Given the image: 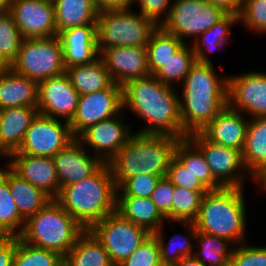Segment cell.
<instances>
[{"label": "cell", "instance_id": "obj_1", "mask_svg": "<svg viewBox=\"0 0 266 266\" xmlns=\"http://www.w3.org/2000/svg\"><path fill=\"white\" fill-rule=\"evenodd\" d=\"M175 88L153 74L127 81L122 86L123 111L129 110L146 123L135 133L183 139L179 94Z\"/></svg>", "mask_w": 266, "mask_h": 266}, {"label": "cell", "instance_id": "obj_2", "mask_svg": "<svg viewBox=\"0 0 266 266\" xmlns=\"http://www.w3.org/2000/svg\"><path fill=\"white\" fill-rule=\"evenodd\" d=\"M214 67L196 61L180 84L183 138L203 130L228 105V76Z\"/></svg>", "mask_w": 266, "mask_h": 266}, {"label": "cell", "instance_id": "obj_3", "mask_svg": "<svg viewBox=\"0 0 266 266\" xmlns=\"http://www.w3.org/2000/svg\"><path fill=\"white\" fill-rule=\"evenodd\" d=\"M55 200L85 230L116 212L117 187L109 163L91 176L60 188Z\"/></svg>", "mask_w": 266, "mask_h": 266}, {"label": "cell", "instance_id": "obj_4", "mask_svg": "<svg viewBox=\"0 0 266 266\" xmlns=\"http://www.w3.org/2000/svg\"><path fill=\"white\" fill-rule=\"evenodd\" d=\"M244 190L241 187H222L204 194L193 221L197 231L224 238L234 246L249 241Z\"/></svg>", "mask_w": 266, "mask_h": 266}, {"label": "cell", "instance_id": "obj_5", "mask_svg": "<svg viewBox=\"0 0 266 266\" xmlns=\"http://www.w3.org/2000/svg\"><path fill=\"white\" fill-rule=\"evenodd\" d=\"M179 140L172 135L134 133L109 162L116 187L141 174L166 177Z\"/></svg>", "mask_w": 266, "mask_h": 266}, {"label": "cell", "instance_id": "obj_6", "mask_svg": "<svg viewBox=\"0 0 266 266\" xmlns=\"http://www.w3.org/2000/svg\"><path fill=\"white\" fill-rule=\"evenodd\" d=\"M85 229L52 199L25 220L19 238L29 245L65 256Z\"/></svg>", "mask_w": 266, "mask_h": 266}, {"label": "cell", "instance_id": "obj_7", "mask_svg": "<svg viewBox=\"0 0 266 266\" xmlns=\"http://www.w3.org/2000/svg\"><path fill=\"white\" fill-rule=\"evenodd\" d=\"M96 23L99 54L115 46L146 47L158 27L150 18L132 8L99 12Z\"/></svg>", "mask_w": 266, "mask_h": 266}, {"label": "cell", "instance_id": "obj_8", "mask_svg": "<svg viewBox=\"0 0 266 266\" xmlns=\"http://www.w3.org/2000/svg\"><path fill=\"white\" fill-rule=\"evenodd\" d=\"M10 68L37 83L63 74L66 68L59 36L23 38L17 58Z\"/></svg>", "mask_w": 266, "mask_h": 266}, {"label": "cell", "instance_id": "obj_9", "mask_svg": "<svg viewBox=\"0 0 266 266\" xmlns=\"http://www.w3.org/2000/svg\"><path fill=\"white\" fill-rule=\"evenodd\" d=\"M227 13L204 0H174L167 19L161 27L174 34L185 44L193 42L200 34L212 28Z\"/></svg>", "mask_w": 266, "mask_h": 266}, {"label": "cell", "instance_id": "obj_10", "mask_svg": "<svg viewBox=\"0 0 266 266\" xmlns=\"http://www.w3.org/2000/svg\"><path fill=\"white\" fill-rule=\"evenodd\" d=\"M90 231L102 243L115 266L127 259L150 235L117 212L97 222Z\"/></svg>", "mask_w": 266, "mask_h": 266}, {"label": "cell", "instance_id": "obj_11", "mask_svg": "<svg viewBox=\"0 0 266 266\" xmlns=\"http://www.w3.org/2000/svg\"><path fill=\"white\" fill-rule=\"evenodd\" d=\"M75 139L69 122L38 113L26 130L21 146L13 153L54 157Z\"/></svg>", "mask_w": 266, "mask_h": 266}, {"label": "cell", "instance_id": "obj_12", "mask_svg": "<svg viewBox=\"0 0 266 266\" xmlns=\"http://www.w3.org/2000/svg\"><path fill=\"white\" fill-rule=\"evenodd\" d=\"M187 137L201 150L213 178L222 187L245 188L246 179H250V181L253 179L245 169L242 153L239 150L213 143L201 132L190 134Z\"/></svg>", "mask_w": 266, "mask_h": 266}, {"label": "cell", "instance_id": "obj_13", "mask_svg": "<svg viewBox=\"0 0 266 266\" xmlns=\"http://www.w3.org/2000/svg\"><path fill=\"white\" fill-rule=\"evenodd\" d=\"M123 110L122 86L114 82L106 89L80 95L76 112L69 122L77 138L85 129L119 115Z\"/></svg>", "mask_w": 266, "mask_h": 266}, {"label": "cell", "instance_id": "obj_14", "mask_svg": "<svg viewBox=\"0 0 266 266\" xmlns=\"http://www.w3.org/2000/svg\"><path fill=\"white\" fill-rule=\"evenodd\" d=\"M122 113L89 126L76 138L103 163H109L135 133Z\"/></svg>", "mask_w": 266, "mask_h": 266}, {"label": "cell", "instance_id": "obj_15", "mask_svg": "<svg viewBox=\"0 0 266 266\" xmlns=\"http://www.w3.org/2000/svg\"><path fill=\"white\" fill-rule=\"evenodd\" d=\"M228 76V106L251 117H266V72Z\"/></svg>", "mask_w": 266, "mask_h": 266}, {"label": "cell", "instance_id": "obj_16", "mask_svg": "<svg viewBox=\"0 0 266 266\" xmlns=\"http://www.w3.org/2000/svg\"><path fill=\"white\" fill-rule=\"evenodd\" d=\"M9 12L23 38L57 36L53 0H11Z\"/></svg>", "mask_w": 266, "mask_h": 266}, {"label": "cell", "instance_id": "obj_17", "mask_svg": "<svg viewBox=\"0 0 266 266\" xmlns=\"http://www.w3.org/2000/svg\"><path fill=\"white\" fill-rule=\"evenodd\" d=\"M80 94L67 74L57 75L38 83V112L44 116L70 122L76 112Z\"/></svg>", "mask_w": 266, "mask_h": 266}, {"label": "cell", "instance_id": "obj_18", "mask_svg": "<svg viewBox=\"0 0 266 266\" xmlns=\"http://www.w3.org/2000/svg\"><path fill=\"white\" fill-rule=\"evenodd\" d=\"M6 164L21 178L43 190L52 199L60 192L53 157L11 153Z\"/></svg>", "mask_w": 266, "mask_h": 266}, {"label": "cell", "instance_id": "obj_19", "mask_svg": "<svg viewBox=\"0 0 266 266\" xmlns=\"http://www.w3.org/2000/svg\"><path fill=\"white\" fill-rule=\"evenodd\" d=\"M111 79L123 86L127 81L150 75L146 47L115 46L100 53Z\"/></svg>", "mask_w": 266, "mask_h": 266}, {"label": "cell", "instance_id": "obj_20", "mask_svg": "<svg viewBox=\"0 0 266 266\" xmlns=\"http://www.w3.org/2000/svg\"><path fill=\"white\" fill-rule=\"evenodd\" d=\"M60 188L91 176L103 162L77 139L53 157Z\"/></svg>", "mask_w": 266, "mask_h": 266}, {"label": "cell", "instance_id": "obj_21", "mask_svg": "<svg viewBox=\"0 0 266 266\" xmlns=\"http://www.w3.org/2000/svg\"><path fill=\"white\" fill-rule=\"evenodd\" d=\"M249 119L228 105L200 132L211 142L234 148L241 153L245 146Z\"/></svg>", "mask_w": 266, "mask_h": 266}, {"label": "cell", "instance_id": "obj_22", "mask_svg": "<svg viewBox=\"0 0 266 266\" xmlns=\"http://www.w3.org/2000/svg\"><path fill=\"white\" fill-rule=\"evenodd\" d=\"M58 36L62 43L65 68L92 63L100 56L97 47V25L69 28Z\"/></svg>", "mask_w": 266, "mask_h": 266}, {"label": "cell", "instance_id": "obj_23", "mask_svg": "<svg viewBox=\"0 0 266 266\" xmlns=\"http://www.w3.org/2000/svg\"><path fill=\"white\" fill-rule=\"evenodd\" d=\"M38 113V108L27 106L0 110V158L4 160L19 149Z\"/></svg>", "mask_w": 266, "mask_h": 266}, {"label": "cell", "instance_id": "obj_24", "mask_svg": "<svg viewBox=\"0 0 266 266\" xmlns=\"http://www.w3.org/2000/svg\"><path fill=\"white\" fill-rule=\"evenodd\" d=\"M38 106V83L11 68L0 74V110Z\"/></svg>", "mask_w": 266, "mask_h": 266}, {"label": "cell", "instance_id": "obj_25", "mask_svg": "<svg viewBox=\"0 0 266 266\" xmlns=\"http://www.w3.org/2000/svg\"><path fill=\"white\" fill-rule=\"evenodd\" d=\"M4 165L1 174L8 180L12 198L25 219L52 200L47 193L21 178L6 163Z\"/></svg>", "mask_w": 266, "mask_h": 266}, {"label": "cell", "instance_id": "obj_26", "mask_svg": "<svg viewBox=\"0 0 266 266\" xmlns=\"http://www.w3.org/2000/svg\"><path fill=\"white\" fill-rule=\"evenodd\" d=\"M116 212L133 224L143 227L154 234L163 225L165 217L156 208L151 198L117 197Z\"/></svg>", "mask_w": 266, "mask_h": 266}, {"label": "cell", "instance_id": "obj_27", "mask_svg": "<svg viewBox=\"0 0 266 266\" xmlns=\"http://www.w3.org/2000/svg\"><path fill=\"white\" fill-rule=\"evenodd\" d=\"M239 15L227 13L220 21H218L212 28L200 34L191 43L194 56L197 62L214 64L209 53H214L215 50L223 49V46L231 38L233 25H238Z\"/></svg>", "mask_w": 266, "mask_h": 266}, {"label": "cell", "instance_id": "obj_28", "mask_svg": "<svg viewBox=\"0 0 266 266\" xmlns=\"http://www.w3.org/2000/svg\"><path fill=\"white\" fill-rule=\"evenodd\" d=\"M65 73L80 95L106 89L113 83L100 56L92 63L68 67Z\"/></svg>", "mask_w": 266, "mask_h": 266}, {"label": "cell", "instance_id": "obj_29", "mask_svg": "<svg viewBox=\"0 0 266 266\" xmlns=\"http://www.w3.org/2000/svg\"><path fill=\"white\" fill-rule=\"evenodd\" d=\"M242 160L252 178L266 165V117L249 118Z\"/></svg>", "mask_w": 266, "mask_h": 266}, {"label": "cell", "instance_id": "obj_30", "mask_svg": "<svg viewBox=\"0 0 266 266\" xmlns=\"http://www.w3.org/2000/svg\"><path fill=\"white\" fill-rule=\"evenodd\" d=\"M57 35L63 30L97 25L98 12L93 0H53Z\"/></svg>", "mask_w": 266, "mask_h": 266}, {"label": "cell", "instance_id": "obj_31", "mask_svg": "<svg viewBox=\"0 0 266 266\" xmlns=\"http://www.w3.org/2000/svg\"><path fill=\"white\" fill-rule=\"evenodd\" d=\"M182 224L183 227L187 228H185V230H188L187 234L174 233L169 238L168 243L166 242L167 237H165L164 225L153 234L158 241L162 264L174 265L182 258L194 255L197 229L193 222H181Z\"/></svg>", "mask_w": 266, "mask_h": 266}, {"label": "cell", "instance_id": "obj_32", "mask_svg": "<svg viewBox=\"0 0 266 266\" xmlns=\"http://www.w3.org/2000/svg\"><path fill=\"white\" fill-rule=\"evenodd\" d=\"M64 258L72 266H115L102 243L85 230Z\"/></svg>", "mask_w": 266, "mask_h": 266}, {"label": "cell", "instance_id": "obj_33", "mask_svg": "<svg viewBox=\"0 0 266 266\" xmlns=\"http://www.w3.org/2000/svg\"><path fill=\"white\" fill-rule=\"evenodd\" d=\"M174 156L209 190L222 188V186L213 178L205 156L188 137L178 141Z\"/></svg>", "mask_w": 266, "mask_h": 266}, {"label": "cell", "instance_id": "obj_34", "mask_svg": "<svg viewBox=\"0 0 266 266\" xmlns=\"http://www.w3.org/2000/svg\"><path fill=\"white\" fill-rule=\"evenodd\" d=\"M195 241L193 256L204 266H229L234 245L228 240L197 231Z\"/></svg>", "mask_w": 266, "mask_h": 266}, {"label": "cell", "instance_id": "obj_35", "mask_svg": "<svg viewBox=\"0 0 266 266\" xmlns=\"http://www.w3.org/2000/svg\"><path fill=\"white\" fill-rule=\"evenodd\" d=\"M184 44L174 34L168 33L158 26L146 45L147 66L150 74H154L160 69Z\"/></svg>", "mask_w": 266, "mask_h": 266}, {"label": "cell", "instance_id": "obj_36", "mask_svg": "<svg viewBox=\"0 0 266 266\" xmlns=\"http://www.w3.org/2000/svg\"><path fill=\"white\" fill-rule=\"evenodd\" d=\"M207 192L175 186L172 210L165 216L166 221L178 226L181 222H193L199 212L202 198Z\"/></svg>", "mask_w": 266, "mask_h": 266}, {"label": "cell", "instance_id": "obj_37", "mask_svg": "<svg viewBox=\"0 0 266 266\" xmlns=\"http://www.w3.org/2000/svg\"><path fill=\"white\" fill-rule=\"evenodd\" d=\"M196 62L191 44H184L153 75L166 85H180Z\"/></svg>", "mask_w": 266, "mask_h": 266}, {"label": "cell", "instance_id": "obj_38", "mask_svg": "<svg viewBox=\"0 0 266 266\" xmlns=\"http://www.w3.org/2000/svg\"><path fill=\"white\" fill-rule=\"evenodd\" d=\"M25 220L12 198L8 180L0 173V235L19 237Z\"/></svg>", "mask_w": 266, "mask_h": 266}, {"label": "cell", "instance_id": "obj_39", "mask_svg": "<svg viewBox=\"0 0 266 266\" xmlns=\"http://www.w3.org/2000/svg\"><path fill=\"white\" fill-rule=\"evenodd\" d=\"M62 259L56 251L34 247L17 237L13 266H60Z\"/></svg>", "mask_w": 266, "mask_h": 266}, {"label": "cell", "instance_id": "obj_40", "mask_svg": "<svg viewBox=\"0 0 266 266\" xmlns=\"http://www.w3.org/2000/svg\"><path fill=\"white\" fill-rule=\"evenodd\" d=\"M22 40L12 14L0 13V55L10 66L17 58Z\"/></svg>", "mask_w": 266, "mask_h": 266}, {"label": "cell", "instance_id": "obj_41", "mask_svg": "<svg viewBox=\"0 0 266 266\" xmlns=\"http://www.w3.org/2000/svg\"><path fill=\"white\" fill-rule=\"evenodd\" d=\"M239 24L249 32L266 34V0H244L239 13ZM247 28V29H246Z\"/></svg>", "mask_w": 266, "mask_h": 266}, {"label": "cell", "instance_id": "obj_42", "mask_svg": "<svg viewBox=\"0 0 266 266\" xmlns=\"http://www.w3.org/2000/svg\"><path fill=\"white\" fill-rule=\"evenodd\" d=\"M161 178L150 174L127 178L117 187V197L150 198Z\"/></svg>", "mask_w": 266, "mask_h": 266}, {"label": "cell", "instance_id": "obj_43", "mask_svg": "<svg viewBox=\"0 0 266 266\" xmlns=\"http://www.w3.org/2000/svg\"><path fill=\"white\" fill-rule=\"evenodd\" d=\"M157 238L150 234L136 250L118 266H160Z\"/></svg>", "mask_w": 266, "mask_h": 266}, {"label": "cell", "instance_id": "obj_44", "mask_svg": "<svg viewBox=\"0 0 266 266\" xmlns=\"http://www.w3.org/2000/svg\"><path fill=\"white\" fill-rule=\"evenodd\" d=\"M244 242L233 247L229 266H266V245Z\"/></svg>", "mask_w": 266, "mask_h": 266}, {"label": "cell", "instance_id": "obj_45", "mask_svg": "<svg viewBox=\"0 0 266 266\" xmlns=\"http://www.w3.org/2000/svg\"><path fill=\"white\" fill-rule=\"evenodd\" d=\"M167 179L174 186L186 188L192 191H209V189L174 156L167 170Z\"/></svg>", "mask_w": 266, "mask_h": 266}, {"label": "cell", "instance_id": "obj_46", "mask_svg": "<svg viewBox=\"0 0 266 266\" xmlns=\"http://www.w3.org/2000/svg\"><path fill=\"white\" fill-rule=\"evenodd\" d=\"M174 0H135L139 13L150 18L158 26L167 19Z\"/></svg>", "mask_w": 266, "mask_h": 266}, {"label": "cell", "instance_id": "obj_47", "mask_svg": "<svg viewBox=\"0 0 266 266\" xmlns=\"http://www.w3.org/2000/svg\"><path fill=\"white\" fill-rule=\"evenodd\" d=\"M175 186L166 177L161 178L151 194V200L159 212L165 217L172 210Z\"/></svg>", "mask_w": 266, "mask_h": 266}, {"label": "cell", "instance_id": "obj_48", "mask_svg": "<svg viewBox=\"0 0 266 266\" xmlns=\"http://www.w3.org/2000/svg\"><path fill=\"white\" fill-rule=\"evenodd\" d=\"M17 237L0 235V266H13Z\"/></svg>", "mask_w": 266, "mask_h": 266}, {"label": "cell", "instance_id": "obj_49", "mask_svg": "<svg viewBox=\"0 0 266 266\" xmlns=\"http://www.w3.org/2000/svg\"><path fill=\"white\" fill-rule=\"evenodd\" d=\"M135 0H93L97 12L133 8Z\"/></svg>", "mask_w": 266, "mask_h": 266}, {"label": "cell", "instance_id": "obj_50", "mask_svg": "<svg viewBox=\"0 0 266 266\" xmlns=\"http://www.w3.org/2000/svg\"><path fill=\"white\" fill-rule=\"evenodd\" d=\"M208 3L222 8L226 13L239 15L241 9V0H204Z\"/></svg>", "mask_w": 266, "mask_h": 266}, {"label": "cell", "instance_id": "obj_51", "mask_svg": "<svg viewBox=\"0 0 266 266\" xmlns=\"http://www.w3.org/2000/svg\"><path fill=\"white\" fill-rule=\"evenodd\" d=\"M252 182H255V187L258 188V192L266 191V165L253 177Z\"/></svg>", "mask_w": 266, "mask_h": 266}, {"label": "cell", "instance_id": "obj_52", "mask_svg": "<svg viewBox=\"0 0 266 266\" xmlns=\"http://www.w3.org/2000/svg\"><path fill=\"white\" fill-rule=\"evenodd\" d=\"M173 266H204L199 260L194 256L182 258L178 263Z\"/></svg>", "mask_w": 266, "mask_h": 266}, {"label": "cell", "instance_id": "obj_53", "mask_svg": "<svg viewBox=\"0 0 266 266\" xmlns=\"http://www.w3.org/2000/svg\"><path fill=\"white\" fill-rule=\"evenodd\" d=\"M11 0H0V13H6L10 11Z\"/></svg>", "mask_w": 266, "mask_h": 266}, {"label": "cell", "instance_id": "obj_54", "mask_svg": "<svg viewBox=\"0 0 266 266\" xmlns=\"http://www.w3.org/2000/svg\"><path fill=\"white\" fill-rule=\"evenodd\" d=\"M9 69H10V65L0 55V74H2L3 72L8 71Z\"/></svg>", "mask_w": 266, "mask_h": 266}, {"label": "cell", "instance_id": "obj_55", "mask_svg": "<svg viewBox=\"0 0 266 266\" xmlns=\"http://www.w3.org/2000/svg\"><path fill=\"white\" fill-rule=\"evenodd\" d=\"M60 266H72V265L63 257Z\"/></svg>", "mask_w": 266, "mask_h": 266}, {"label": "cell", "instance_id": "obj_56", "mask_svg": "<svg viewBox=\"0 0 266 266\" xmlns=\"http://www.w3.org/2000/svg\"><path fill=\"white\" fill-rule=\"evenodd\" d=\"M160 266H173V265L161 264Z\"/></svg>", "mask_w": 266, "mask_h": 266}]
</instances>
